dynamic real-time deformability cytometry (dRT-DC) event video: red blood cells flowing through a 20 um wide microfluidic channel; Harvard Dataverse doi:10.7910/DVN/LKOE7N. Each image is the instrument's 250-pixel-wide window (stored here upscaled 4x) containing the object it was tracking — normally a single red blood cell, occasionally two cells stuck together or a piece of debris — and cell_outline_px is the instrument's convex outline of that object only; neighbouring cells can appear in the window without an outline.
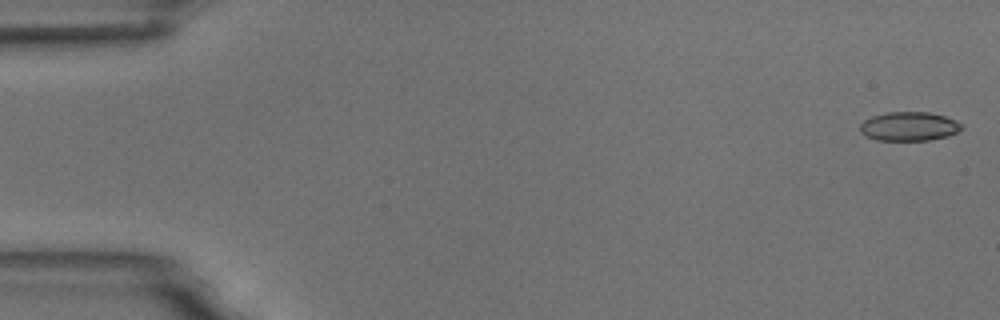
{"species": "common noctule bat (a hibernating species)", "species_latin": "Nyctalus noctula", "temperature_condition": "room temperature", "stored_images_in_passage": 6, "camera_frame_rate_fps": 3000, "um_per_image_px": 0.085, "animal": {"sex": "male", "body_mass_g": 18.8}, "frame": {"image": 1, "passage_image": 1, "time_ms": 0.0, "image_size_px": [1000, 320], "cell_outline_px": [[964, 128], [948, 136], [928, 140], [876, 140], [864, 136], [860, 132], [860, 124], [864, 120], [872, 116], [888, 112], [928, 112], [944, 116], [956, 120], [964, 124]], "centroid_in_image_um": [77.27, 10.74], "position_along_channel_um": 7.7, "area_um2": 17.28}}
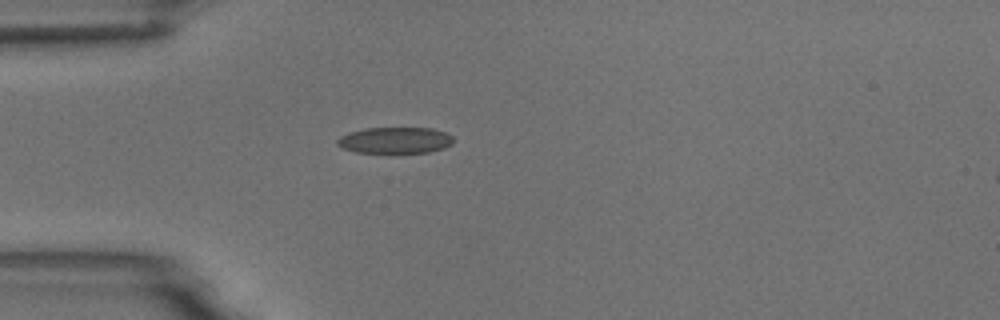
{"frame": {"image": 2, "passage_image": 5, "time_ms": 4.667, "image_size_px": [1000, 320], "cell_outline_px": [[452, 144], [444, 148], [428, 152], [392, 156], [356, 152], [344, 148], [336, 144], [336, 140], [340, 136], [348, 132], [364, 128], [432, 128], [444, 132], [452, 136]], "centroid_in_image_um": [33.54, 11.97], "position_along_channel_um": 51.5, "area_um2": 18.67}}